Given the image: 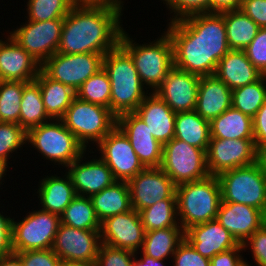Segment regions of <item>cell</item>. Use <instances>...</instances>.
Listing matches in <instances>:
<instances>
[{"instance_id":"obj_1","label":"cell","mask_w":266,"mask_h":266,"mask_svg":"<svg viewBox=\"0 0 266 266\" xmlns=\"http://www.w3.org/2000/svg\"><path fill=\"white\" fill-rule=\"evenodd\" d=\"M120 8L109 5L74 4L64 17L57 52L105 55L120 44Z\"/></svg>"},{"instance_id":"obj_2","label":"cell","mask_w":266,"mask_h":266,"mask_svg":"<svg viewBox=\"0 0 266 266\" xmlns=\"http://www.w3.org/2000/svg\"><path fill=\"white\" fill-rule=\"evenodd\" d=\"M103 68L110 79V110L117 117L135 112L146 94L131 56L118 45L104 55Z\"/></svg>"},{"instance_id":"obj_3","label":"cell","mask_w":266,"mask_h":266,"mask_svg":"<svg viewBox=\"0 0 266 266\" xmlns=\"http://www.w3.org/2000/svg\"><path fill=\"white\" fill-rule=\"evenodd\" d=\"M177 209L180 226L189 227L216 219L222 201L221 187L217 176L177 185Z\"/></svg>"},{"instance_id":"obj_4","label":"cell","mask_w":266,"mask_h":266,"mask_svg":"<svg viewBox=\"0 0 266 266\" xmlns=\"http://www.w3.org/2000/svg\"><path fill=\"white\" fill-rule=\"evenodd\" d=\"M148 45H136L123 30L120 46L131 56L141 83L154 88L155 92L163 83L168 72L174 67L173 43L168 33Z\"/></svg>"},{"instance_id":"obj_5","label":"cell","mask_w":266,"mask_h":266,"mask_svg":"<svg viewBox=\"0 0 266 266\" xmlns=\"http://www.w3.org/2000/svg\"><path fill=\"white\" fill-rule=\"evenodd\" d=\"M217 177L223 202L249 205L266 215V173L257 161L227 170Z\"/></svg>"},{"instance_id":"obj_6","label":"cell","mask_w":266,"mask_h":266,"mask_svg":"<svg viewBox=\"0 0 266 266\" xmlns=\"http://www.w3.org/2000/svg\"><path fill=\"white\" fill-rule=\"evenodd\" d=\"M60 120L85 148L88 141L98 144L117 126V116L110 108L85 102L77 97Z\"/></svg>"},{"instance_id":"obj_7","label":"cell","mask_w":266,"mask_h":266,"mask_svg":"<svg viewBox=\"0 0 266 266\" xmlns=\"http://www.w3.org/2000/svg\"><path fill=\"white\" fill-rule=\"evenodd\" d=\"M57 121L30 129L27 132V142L37 148L46 159L68 167L84 155L86 148L60 119Z\"/></svg>"},{"instance_id":"obj_8","label":"cell","mask_w":266,"mask_h":266,"mask_svg":"<svg viewBox=\"0 0 266 266\" xmlns=\"http://www.w3.org/2000/svg\"><path fill=\"white\" fill-rule=\"evenodd\" d=\"M160 167L176 185L201 180L210 175L206 151L176 138L163 145Z\"/></svg>"},{"instance_id":"obj_9","label":"cell","mask_w":266,"mask_h":266,"mask_svg":"<svg viewBox=\"0 0 266 266\" xmlns=\"http://www.w3.org/2000/svg\"><path fill=\"white\" fill-rule=\"evenodd\" d=\"M166 31L173 43L174 67L191 74L213 75V61H205L204 41L182 19L171 21Z\"/></svg>"},{"instance_id":"obj_10","label":"cell","mask_w":266,"mask_h":266,"mask_svg":"<svg viewBox=\"0 0 266 266\" xmlns=\"http://www.w3.org/2000/svg\"><path fill=\"white\" fill-rule=\"evenodd\" d=\"M61 224V217L46 210L31 212L22 221L12 220L14 252L51 249Z\"/></svg>"},{"instance_id":"obj_11","label":"cell","mask_w":266,"mask_h":266,"mask_svg":"<svg viewBox=\"0 0 266 266\" xmlns=\"http://www.w3.org/2000/svg\"><path fill=\"white\" fill-rule=\"evenodd\" d=\"M103 54L55 53L42 65L41 70L51 79L70 86L76 91L89 77L103 68Z\"/></svg>"},{"instance_id":"obj_12","label":"cell","mask_w":266,"mask_h":266,"mask_svg":"<svg viewBox=\"0 0 266 266\" xmlns=\"http://www.w3.org/2000/svg\"><path fill=\"white\" fill-rule=\"evenodd\" d=\"M10 36L42 65L48 58L57 53L64 18L48 21H30Z\"/></svg>"},{"instance_id":"obj_13","label":"cell","mask_w":266,"mask_h":266,"mask_svg":"<svg viewBox=\"0 0 266 266\" xmlns=\"http://www.w3.org/2000/svg\"><path fill=\"white\" fill-rule=\"evenodd\" d=\"M101 243L100 230H82L61 223L52 250L62 262L95 265Z\"/></svg>"},{"instance_id":"obj_14","label":"cell","mask_w":266,"mask_h":266,"mask_svg":"<svg viewBox=\"0 0 266 266\" xmlns=\"http://www.w3.org/2000/svg\"><path fill=\"white\" fill-rule=\"evenodd\" d=\"M206 156L209 174L218 176L227 170L254 164L257 149L254 139L210 138Z\"/></svg>"},{"instance_id":"obj_15","label":"cell","mask_w":266,"mask_h":266,"mask_svg":"<svg viewBox=\"0 0 266 266\" xmlns=\"http://www.w3.org/2000/svg\"><path fill=\"white\" fill-rule=\"evenodd\" d=\"M98 145L101 159L110 168L116 181L128 182L145 169L129 139L117 126Z\"/></svg>"},{"instance_id":"obj_16","label":"cell","mask_w":266,"mask_h":266,"mask_svg":"<svg viewBox=\"0 0 266 266\" xmlns=\"http://www.w3.org/2000/svg\"><path fill=\"white\" fill-rule=\"evenodd\" d=\"M132 208L136 211L176 196L177 185L161 167L145 168L128 182Z\"/></svg>"},{"instance_id":"obj_17","label":"cell","mask_w":266,"mask_h":266,"mask_svg":"<svg viewBox=\"0 0 266 266\" xmlns=\"http://www.w3.org/2000/svg\"><path fill=\"white\" fill-rule=\"evenodd\" d=\"M100 235L106 245L136 252L142 247L145 229L139 212L131 209L102 221Z\"/></svg>"},{"instance_id":"obj_18","label":"cell","mask_w":266,"mask_h":266,"mask_svg":"<svg viewBox=\"0 0 266 266\" xmlns=\"http://www.w3.org/2000/svg\"><path fill=\"white\" fill-rule=\"evenodd\" d=\"M182 20L204 41L205 61H213V75L218 62L230 50L224 16L218 12L197 13Z\"/></svg>"},{"instance_id":"obj_19","label":"cell","mask_w":266,"mask_h":266,"mask_svg":"<svg viewBox=\"0 0 266 266\" xmlns=\"http://www.w3.org/2000/svg\"><path fill=\"white\" fill-rule=\"evenodd\" d=\"M117 127L129 139L132 148L145 168L160 167L163 145L153 137L148 125L135 112L119 115Z\"/></svg>"},{"instance_id":"obj_20","label":"cell","mask_w":266,"mask_h":266,"mask_svg":"<svg viewBox=\"0 0 266 266\" xmlns=\"http://www.w3.org/2000/svg\"><path fill=\"white\" fill-rule=\"evenodd\" d=\"M200 76L173 67L155 93L175 113L194 111Z\"/></svg>"},{"instance_id":"obj_21","label":"cell","mask_w":266,"mask_h":266,"mask_svg":"<svg viewBox=\"0 0 266 266\" xmlns=\"http://www.w3.org/2000/svg\"><path fill=\"white\" fill-rule=\"evenodd\" d=\"M216 220L243 245L266 223V215L249 205L221 201Z\"/></svg>"},{"instance_id":"obj_22","label":"cell","mask_w":266,"mask_h":266,"mask_svg":"<svg viewBox=\"0 0 266 266\" xmlns=\"http://www.w3.org/2000/svg\"><path fill=\"white\" fill-rule=\"evenodd\" d=\"M0 40V80L30 82L37 78L41 65L11 36ZM39 66V67H38Z\"/></svg>"},{"instance_id":"obj_23","label":"cell","mask_w":266,"mask_h":266,"mask_svg":"<svg viewBox=\"0 0 266 266\" xmlns=\"http://www.w3.org/2000/svg\"><path fill=\"white\" fill-rule=\"evenodd\" d=\"M185 239L198 253L208 259L239 245L232 234L216 219L189 227L185 231Z\"/></svg>"},{"instance_id":"obj_24","label":"cell","mask_w":266,"mask_h":266,"mask_svg":"<svg viewBox=\"0 0 266 266\" xmlns=\"http://www.w3.org/2000/svg\"><path fill=\"white\" fill-rule=\"evenodd\" d=\"M82 158L83 155L71 163L67 172L77 195L91 197L116 181L112 171L101 158L81 164Z\"/></svg>"},{"instance_id":"obj_25","label":"cell","mask_w":266,"mask_h":266,"mask_svg":"<svg viewBox=\"0 0 266 266\" xmlns=\"http://www.w3.org/2000/svg\"><path fill=\"white\" fill-rule=\"evenodd\" d=\"M135 113L162 145L174 138L176 113L155 92L145 97Z\"/></svg>"},{"instance_id":"obj_26","label":"cell","mask_w":266,"mask_h":266,"mask_svg":"<svg viewBox=\"0 0 266 266\" xmlns=\"http://www.w3.org/2000/svg\"><path fill=\"white\" fill-rule=\"evenodd\" d=\"M232 90L215 75L202 76L198 86L195 111L211 121L232 107Z\"/></svg>"},{"instance_id":"obj_27","label":"cell","mask_w":266,"mask_h":266,"mask_svg":"<svg viewBox=\"0 0 266 266\" xmlns=\"http://www.w3.org/2000/svg\"><path fill=\"white\" fill-rule=\"evenodd\" d=\"M214 75L231 90L252 84L263 76L244 50H229L218 62Z\"/></svg>"},{"instance_id":"obj_28","label":"cell","mask_w":266,"mask_h":266,"mask_svg":"<svg viewBox=\"0 0 266 266\" xmlns=\"http://www.w3.org/2000/svg\"><path fill=\"white\" fill-rule=\"evenodd\" d=\"M65 176V179L51 176L42 180L38 192L43 210L61 216L65 208L77 196L69 174Z\"/></svg>"},{"instance_id":"obj_29","label":"cell","mask_w":266,"mask_h":266,"mask_svg":"<svg viewBox=\"0 0 266 266\" xmlns=\"http://www.w3.org/2000/svg\"><path fill=\"white\" fill-rule=\"evenodd\" d=\"M90 198L100 222L108 217L133 209L129 186L125 181H115L112 185L92 195Z\"/></svg>"},{"instance_id":"obj_30","label":"cell","mask_w":266,"mask_h":266,"mask_svg":"<svg viewBox=\"0 0 266 266\" xmlns=\"http://www.w3.org/2000/svg\"><path fill=\"white\" fill-rule=\"evenodd\" d=\"M35 80L39 83L48 116L51 120L61 119L76 97V91L70 86L49 78L42 70Z\"/></svg>"},{"instance_id":"obj_31","label":"cell","mask_w":266,"mask_h":266,"mask_svg":"<svg viewBox=\"0 0 266 266\" xmlns=\"http://www.w3.org/2000/svg\"><path fill=\"white\" fill-rule=\"evenodd\" d=\"M210 137L254 139L252 118L231 107L210 121Z\"/></svg>"},{"instance_id":"obj_32","label":"cell","mask_w":266,"mask_h":266,"mask_svg":"<svg viewBox=\"0 0 266 266\" xmlns=\"http://www.w3.org/2000/svg\"><path fill=\"white\" fill-rule=\"evenodd\" d=\"M174 138L207 152L210 142V121L195 110L176 113Z\"/></svg>"},{"instance_id":"obj_33","label":"cell","mask_w":266,"mask_h":266,"mask_svg":"<svg viewBox=\"0 0 266 266\" xmlns=\"http://www.w3.org/2000/svg\"><path fill=\"white\" fill-rule=\"evenodd\" d=\"M181 229V230H180ZM181 231V232H180ZM185 239V231L177 226L145 232L142 253L153 259L164 261L173 255L178 245Z\"/></svg>"},{"instance_id":"obj_34","label":"cell","mask_w":266,"mask_h":266,"mask_svg":"<svg viewBox=\"0 0 266 266\" xmlns=\"http://www.w3.org/2000/svg\"><path fill=\"white\" fill-rule=\"evenodd\" d=\"M220 13L224 16L230 50H244L253 41L260 27L241 9Z\"/></svg>"},{"instance_id":"obj_35","label":"cell","mask_w":266,"mask_h":266,"mask_svg":"<svg viewBox=\"0 0 266 266\" xmlns=\"http://www.w3.org/2000/svg\"><path fill=\"white\" fill-rule=\"evenodd\" d=\"M50 121L36 80L27 82L23 87L20 103L19 125L28 132L30 129ZM46 120V121H45Z\"/></svg>"},{"instance_id":"obj_36","label":"cell","mask_w":266,"mask_h":266,"mask_svg":"<svg viewBox=\"0 0 266 266\" xmlns=\"http://www.w3.org/2000/svg\"><path fill=\"white\" fill-rule=\"evenodd\" d=\"M61 223L82 230H100L99 221L90 197L77 195L60 216Z\"/></svg>"},{"instance_id":"obj_37","label":"cell","mask_w":266,"mask_h":266,"mask_svg":"<svg viewBox=\"0 0 266 266\" xmlns=\"http://www.w3.org/2000/svg\"><path fill=\"white\" fill-rule=\"evenodd\" d=\"M145 232L177 226V196L161 200L139 211Z\"/></svg>"},{"instance_id":"obj_38","label":"cell","mask_w":266,"mask_h":266,"mask_svg":"<svg viewBox=\"0 0 266 266\" xmlns=\"http://www.w3.org/2000/svg\"><path fill=\"white\" fill-rule=\"evenodd\" d=\"M266 75L252 84L232 90V108L253 118L266 101Z\"/></svg>"},{"instance_id":"obj_39","label":"cell","mask_w":266,"mask_h":266,"mask_svg":"<svg viewBox=\"0 0 266 266\" xmlns=\"http://www.w3.org/2000/svg\"><path fill=\"white\" fill-rule=\"evenodd\" d=\"M110 89L108 73L101 68L76 90V97L85 102L110 108Z\"/></svg>"},{"instance_id":"obj_40","label":"cell","mask_w":266,"mask_h":266,"mask_svg":"<svg viewBox=\"0 0 266 266\" xmlns=\"http://www.w3.org/2000/svg\"><path fill=\"white\" fill-rule=\"evenodd\" d=\"M26 83L0 81V122L19 124L20 103Z\"/></svg>"},{"instance_id":"obj_41","label":"cell","mask_w":266,"mask_h":266,"mask_svg":"<svg viewBox=\"0 0 266 266\" xmlns=\"http://www.w3.org/2000/svg\"><path fill=\"white\" fill-rule=\"evenodd\" d=\"M27 5L30 21H48L64 18L74 4L72 0H29Z\"/></svg>"},{"instance_id":"obj_42","label":"cell","mask_w":266,"mask_h":266,"mask_svg":"<svg viewBox=\"0 0 266 266\" xmlns=\"http://www.w3.org/2000/svg\"><path fill=\"white\" fill-rule=\"evenodd\" d=\"M27 141V132L17 123L0 122V159L7 162L9 153Z\"/></svg>"},{"instance_id":"obj_43","label":"cell","mask_w":266,"mask_h":266,"mask_svg":"<svg viewBox=\"0 0 266 266\" xmlns=\"http://www.w3.org/2000/svg\"><path fill=\"white\" fill-rule=\"evenodd\" d=\"M133 257V251L101 243L95 266H133Z\"/></svg>"},{"instance_id":"obj_44","label":"cell","mask_w":266,"mask_h":266,"mask_svg":"<svg viewBox=\"0 0 266 266\" xmlns=\"http://www.w3.org/2000/svg\"><path fill=\"white\" fill-rule=\"evenodd\" d=\"M166 5L173 10L176 21L197 13L211 12V0H164ZM178 16V17H177Z\"/></svg>"},{"instance_id":"obj_45","label":"cell","mask_w":266,"mask_h":266,"mask_svg":"<svg viewBox=\"0 0 266 266\" xmlns=\"http://www.w3.org/2000/svg\"><path fill=\"white\" fill-rule=\"evenodd\" d=\"M250 62L266 75V28H260L253 41L244 49Z\"/></svg>"},{"instance_id":"obj_46","label":"cell","mask_w":266,"mask_h":266,"mask_svg":"<svg viewBox=\"0 0 266 266\" xmlns=\"http://www.w3.org/2000/svg\"><path fill=\"white\" fill-rule=\"evenodd\" d=\"M23 266H61V259L51 249L15 252Z\"/></svg>"},{"instance_id":"obj_47","label":"cell","mask_w":266,"mask_h":266,"mask_svg":"<svg viewBox=\"0 0 266 266\" xmlns=\"http://www.w3.org/2000/svg\"><path fill=\"white\" fill-rule=\"evenodd\" d=\"M174 266H210V259L203 257L184 239L173 254Z\"/></svg>"},{"instance_id":"obj_48","label":"cell","mask_w":266,"mask_h":266,"mask_svg":"<svg viewBox=\"0 0 266 266\" xmlns=\"http://www.w3.org/2000/svg\"><path fill=\"white\" fill-rule=\"evenodd\" d=\"M251 245L254 261L258 266H266V223L256 230L243 244V247Z\"/></svg>"},{"instance_id":"obj_49","label":"cell","mask_w":266,"mask_h":266,"mask_svg":"<svg viewBox=\"0 0 266 266\" xmlns=\"http://www.w3.org/2000/svg\"><path fill=\"white\" fill-rule=\"evenodd\" d=\"M240 9L260 28H266V0H242Z\"/></svg>"},{"instance_id":"obj_50","label":"cell","mask_w":266,"mask_h":266,"mask_svg":"<svg viewBox=\"0 0 266 266\" xmlns=\"http://www.w3.org/2000/svg\"><path fill=\"white\" fill-rule=\"evenodd\" d=\"M256 149L266 144V101L252 118Z\"/></svg>"},{"instance_id":"obj_51","label":"cell","mask_w":266,"mask_h":266,"mask_svg":"<svg viewBox=\"0 0 266 266\" xmlns=\"http://www.w3.org/2000/svg\"><path fill=\"white\" fill-rule=\"evenodd\" d=\"M13 252L12 219L0 214V258Z\"/></svg>"},{"instance_id":"obj_52","label":"cell","mask_w":266,"mask_h":266,"mask_svg":"<svg viewBox=\"0 0 266 266\" xmlns=\"http://www.w3.org/2000/svg\"><path fill=\"white\" fill-rule=\"evenodd\" d=\"M245 249L242 244L236 248L216 254L210 259V266H239L244 260L237 253Z\"/></svg>"},{"instance_id":"obj_53","label":"cell","mask_w":266,"mask_h":266,"mask_svg":"<svg viewBox=\"0 0 266 266\" xmlns=\"http://www.w3.org/2000/svg\"><path fill=\"white\" fill-rule=\"evenodd\" d=\"M242 0H211V12L240 9Z\"/></svg>"},{"instance_id":"obj_54","label":"cell","mask_w":266,"mask_h":266,"mask_svg":"<svg viewBox=\"0 0 266 266\" xmlns=\"http://www.w3.org/2000/svg\"><path fill=\"white\" fill-rule=\"evenodd\" d=\"M73 4L109 5L122 9L120 0H72Z\"/></svg>"},{"instance_id":"obj_55","label":"cell","mask_w":266,"mask_h":266,"mask_svg":"<svg viewBox=\"0 0 266 266\" xmlns=\"http://www.w3.org/2000/svg\"><path fill=\"white\" fill-rule=\"evenodd\" d=\"M0 266H23L20 257L13 252L0 258Z\"/></svg>"},{"instance_id":"obj_56","label":"cell","mask_w":266,"mask_h":266,"mask_svg":"<svg viewBox=\"0 0 266 266\" xmlns=\"http://www.w3.org/2000/svg\"><path fill=\"white\" fill-rule=\"evenodd\" d=\"M133 266H164L162 260L153 259L143 254V258L136 260L133 258Z\"/></svg>"},{"instance_id":"obj_57","label":"cell","mask_w":266,"mask_h":266,"mask_svg":"<svg viewBox=\"0 0 266 266\" xmlns=\"http://www.w3.org/2000/svg\"><path fill=\"white\" fill-rule=\"evenodd\" d=\"M257 162L266 173V144L260 146L257 149Z\"/></svg>"},{"instance_id":"obj_58","label":"cell","mask_w":266,"mask_h":266,"mask_svg":"<svg viewBox=\"0 0 266 266\" xmlns=\"http://www.w3.org/2000/svg\"><path fill=\"white\" fill-rule=\"evenodd\" d=\"M7 168V162L0 159V180H2V177H4L3 174H5Z\"/></svg>"},{"instance_id":"obj_59","label":"cell","mask_w":266,"mask_h":266,"mask_svg":"<svg viewBox=\"0 0 266 266\" xmlns=\"http://www.w3.org/2000/svg\"><path fill=\"white\" fill-rule=\"evenodd\" d=\"M61 266H95V265H89L84 263H68V262H62Z\"/></svg>"},{"instance_id":"obj_60","label":"cell","mask_w":266,"mask_h":266,"mask_svg":"<svg viewBox=\"0 0 266 266\" xmlns=\"http://www.w3.org/2000/svg\"><path fill=\"white\" fill-rule=\"evenodd\" d=\"M239 266H250L246 261H243Z\"/></svg>"}]
</instances>
